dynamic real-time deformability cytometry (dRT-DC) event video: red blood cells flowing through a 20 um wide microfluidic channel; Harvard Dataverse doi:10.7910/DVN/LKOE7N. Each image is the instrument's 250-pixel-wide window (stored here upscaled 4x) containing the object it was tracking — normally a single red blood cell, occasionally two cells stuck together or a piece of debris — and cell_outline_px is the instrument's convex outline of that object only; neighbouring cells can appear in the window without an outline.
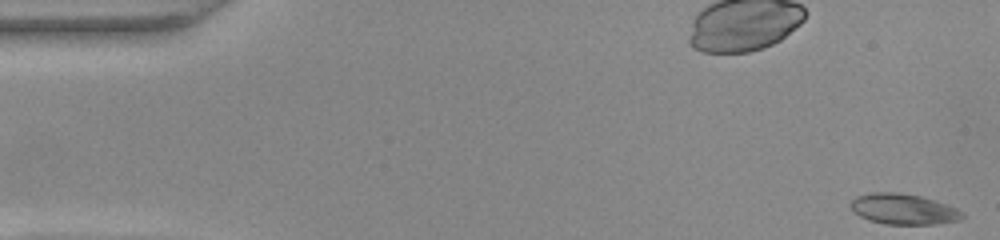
{"species": "common noctule bat (a hibernating species)", "species_latin": "Nyctalus noctula", "temperature_condition": "warm", "stored_images_in_passage": 52, "camera_frame_rate_fps": 3000, "um_per_image_px": 0.085, "animal": {"sex": "female", "body_mass_g": 22.0, "forearm_length_mm": 56.7}, "frame": {"image": 1, "passage_image": 1, "time_ms": 0.0, "image_size_px": [1000, 240], "cell_outline_px": [[964, 216], [960, 220], [936, 224], [884, 224], [868, 220], [852, 212], [848, 204], [856, 196], [872, 192], [900, 192], [920, 196], [956, 208], [964, 212]], "centroid_in_image_um": [76.74, 17.77], "position_along_channel_um": 8.3, "area_um2": 20.06}}
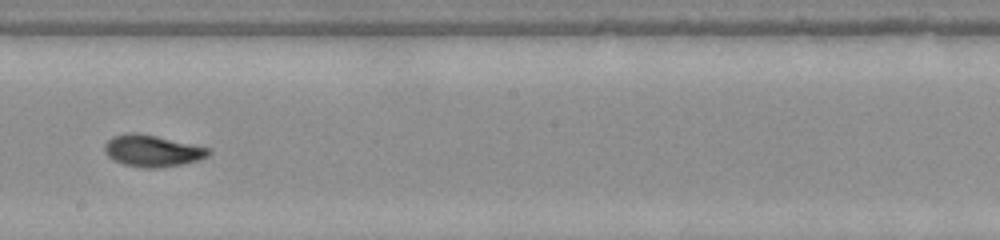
{"frame": {"image": 2, "passage_image": 29, "time_ms": 9.333, "image_size_px": [1000, 240], "cell_outline_px": [[212, 152], [208, 156], [200, 160], [160, 168], [144, 168], [124, 164], [112, 160], [104, 152], [104, 144], [112, 136], [132, 132], [136, 132], [156, 136], [208, 148]], "centroid_in_image_um": [12.91, 12.82], "position_along_channel_um": 235.3, "area_um2": 19.13}}
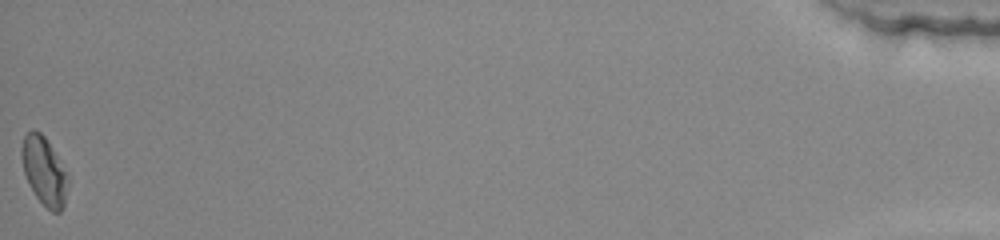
{"frame": {"image": 3, "passage_image": 52, "time_ms": 17.0, "image_size_px": [1000, 240], "cell_outline_px": [[68, 180], [64, 204], [60, 212], [52, 212], [36, 196], [24, 172], [20, 156], [20, 148], [24, 136], [32, 128], [40, 132], [44, 136], [64, 172]], "centroid_in_image_um": [3.7, 14.52], "position_along_channel_um": 431.5, "area_um2": 17.63}, "authors_computed_cell_mechanics": {"area_um2": 18.7272, "velocity_mm_per_s": 3.9063, "shape_relaxation_time_tau1_ms": 9.8441, "shape_relaxation_time_tau2_ms": 2.5621, "deformation_change_tau1": 0.251, "deformation_change_tau2": 0.0541}}